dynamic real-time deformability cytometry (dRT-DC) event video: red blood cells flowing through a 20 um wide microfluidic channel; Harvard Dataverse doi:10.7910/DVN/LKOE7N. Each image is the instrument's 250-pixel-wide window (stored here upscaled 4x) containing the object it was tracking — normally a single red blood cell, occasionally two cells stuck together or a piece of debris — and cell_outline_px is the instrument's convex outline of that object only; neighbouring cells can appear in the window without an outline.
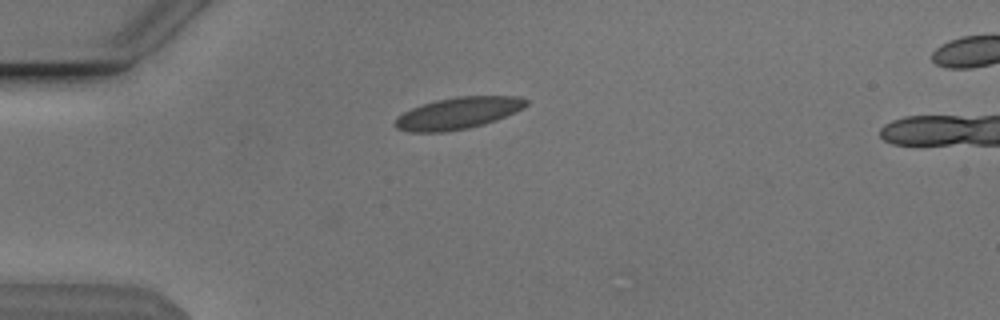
{"species": "Egyptian fruit bat (a non-hibernating species)", "species_latin": "Rousettus aegyptiacus", "temperature_condition": "cold", "stored_images_in_passage": 29, "camera_frame_rate_fps": 3000, "um_per_image_px": 0.085, "animal": {"sex": "male"}, "frame": {"image": 1, "passage_image": 1, "time_ms": 0.0, "image_size_px": [1000, 320], "cell_outline_px": [[528, 104], [524, 108], [496, 120], [484, 124], [468, 128], [444, 132], [408, 132], [396, 128], [392, 124], [396, 116], [412, 108], [436, 100], [456, 96], [520, 96], [528, 100]], "centroid_in_image_um": [38.92, 9.62], "position_along_channel_um": 46.1, "area_um2": 24.39}}
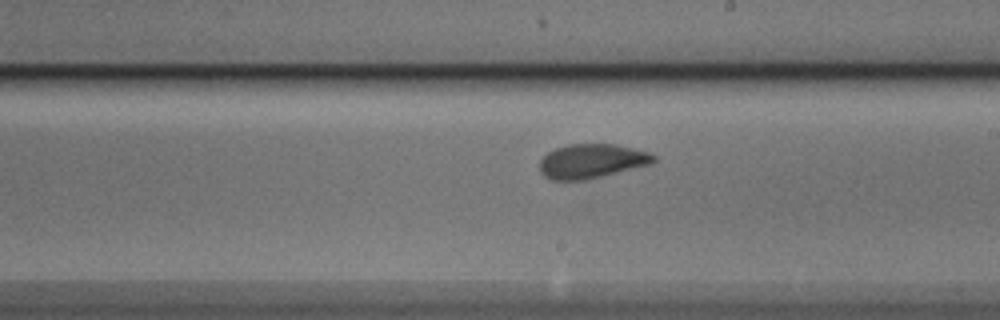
{"frame": {"image": 2, "passage_image": 18, "time_ms": 5.667, "image_size_px": [1000, 320], "cell_outline_px": [[656, 160], [652, 164], [584, 180], [552, 180], [544, 176], [540, 172], [540, 160], [548, 152], [556, 148], [568, 144], [616, 144], [648, 152], [656, 156]], "centroid_in_image_um": [50.29, 13.69], "position_along_channel_um": 238.7, "area_um2": 22.72}}
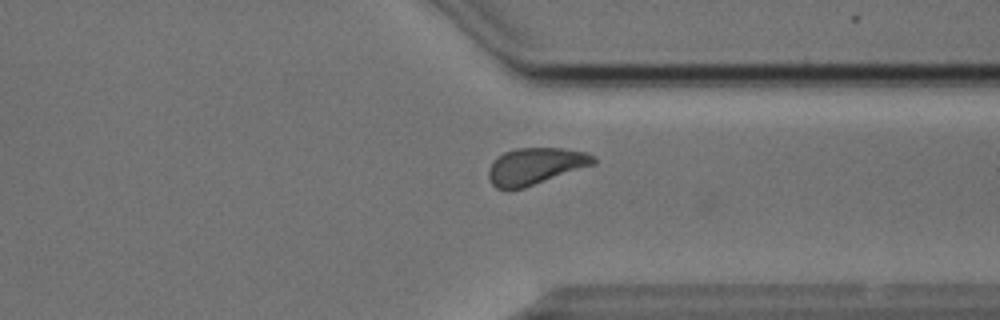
{"frame": {"image": 3, "passage_image": 28, "time_ms": 9.0, "image_size_px": [1000, 320], "cell_outline_px": [[596, 164], [524, 188], [496, 188], [492, 184], [488, 176], [488, 168], [492, 160], [504, 152], [516, 148], [564, 148], [588, 152], [596, 160]], "centroid_in_image_um": [45.51, 14.11], "position_along_channel_um": 365.9, "area_um2": 22.54}}